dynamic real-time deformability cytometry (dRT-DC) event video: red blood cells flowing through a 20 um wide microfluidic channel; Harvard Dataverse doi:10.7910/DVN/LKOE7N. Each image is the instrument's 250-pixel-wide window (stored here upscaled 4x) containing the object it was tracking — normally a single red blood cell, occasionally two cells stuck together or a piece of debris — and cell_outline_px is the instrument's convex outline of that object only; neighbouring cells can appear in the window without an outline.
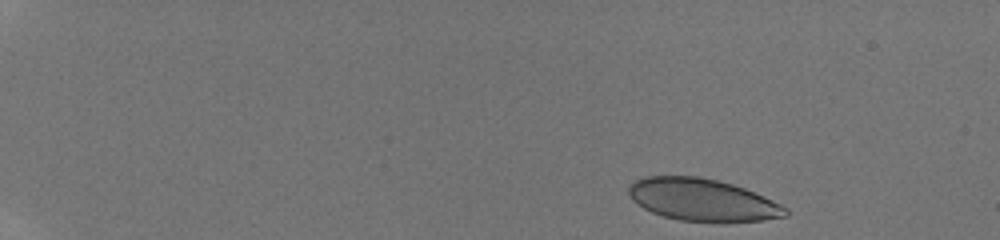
{"species": "human", "species_latin": "Homo sapiens", "temperature_condition": "room temperature", "stored_images_in_passage": 23, "camera_frame_rate_fps": 3000, "um_per_image_px": 0.085, "donor": {"sex": "male"}, "frame": {"image": 1, "passage_image": 1, "time_ms": 0.0, "image_size_px": [1000, 240], "cell_outline_px": [[788, 216], [764, 220], [724, 224], [720, 224], [680, 220], [664, 216], [652, 212], [644, 208], [632, 200], [628, 192], [628, 188], [636, 180], [644, 176], [700, 176], [732, 184], [744, 188], [764, 196], [788, 208]], "centroid_in_image_um": [59.75, 17.02], "position_along_channel_um": 25.3, "area_um2": 39.19}}
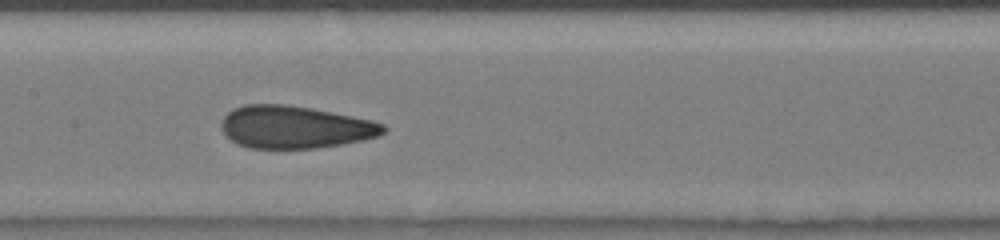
{"frame": {"image": 2, "passage_image": 12, "time_ms": 7.333, "image_size_px": [1000, 240], "cell_outline_px": [[388, 128], [384, 132], [376, 136], [364, 140], [316, 148], [248, 148], [236, 144], [220, 128], [220, 124], [224, 116], [232, 108], [244, 104], [284, 104], [312, 108], [372, 120], [384, 124]], "centroid_in_image_um": [25.04, 10.79], "position_along_channel_um": 182.4, "area_um2": 40.23}}
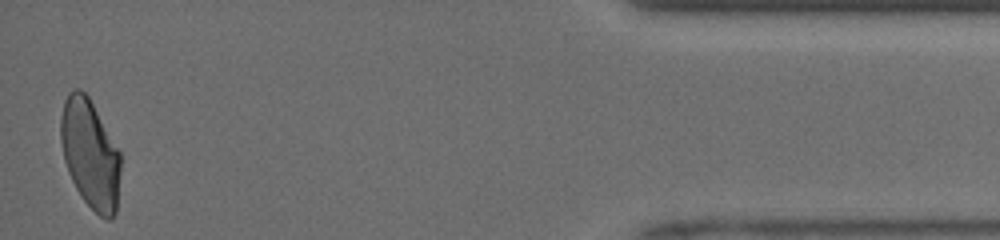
{"frame": {"image": 3, "passage_image": 23, "time_ms": 14.667, "image_size_px": [1000, 240], "cell_outline_px": [[120, 172], [116, 212], [112, 220], [108, 220], [100, 216], [80, 196], [68, 172], [64, 160], [60, 140], [60, 116], [64, 100], [68, 92], [76, 88], [80, 88], [88, 96], [120, 152]], "centroid_in_image_um": [7.65, 13.08], "position_along_channel_um": 427.6, "area_um2": 37.97}, "authors_computed_cell_mechanics": {"area_um2": 39.882, "velocity_mm_per_s": 4.1572, "shape_relaxation_time_tau1_ms": 7.7159, "shape_relaxation_time_tau2_ms": 0.8649, "deformation_change_tau1": 0.1789, "deformation_change_tau2": 0.0536}}